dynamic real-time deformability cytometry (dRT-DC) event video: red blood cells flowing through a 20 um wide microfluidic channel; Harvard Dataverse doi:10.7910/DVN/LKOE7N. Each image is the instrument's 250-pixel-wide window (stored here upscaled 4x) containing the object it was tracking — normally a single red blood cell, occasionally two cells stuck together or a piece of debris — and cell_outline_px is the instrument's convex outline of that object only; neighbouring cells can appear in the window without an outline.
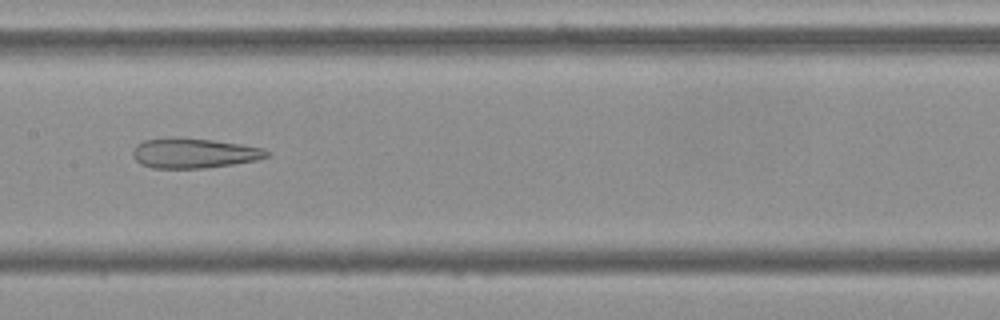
{"species": "Egyptian fruit bat (a non-hibernating species)", "species_latin": "Rousettus aegyptiacus", "temperature_condition": "cold", "stored_images_in_passage": 40, "camera_frame_rate_fps": 3000, "um_per_image_px": 0.085, "frame": {"image": 1, "passage_image": 13, "time_ms": 4.0, "image_size_px": [1000, 320], "cell_outline_px": [[268, 156], [256, 160], [232, 164], [204, 168], [152, 168], [140, 164], [132, 156], [132, 152], [136, 144], [144, 140], [212, 140], [240, 144], [264, 148], [268, 152]], "centroid_in_image_um": [16.49, 13.06], "position_along_channel_um": 190.9, "area_um2": 22.48}}
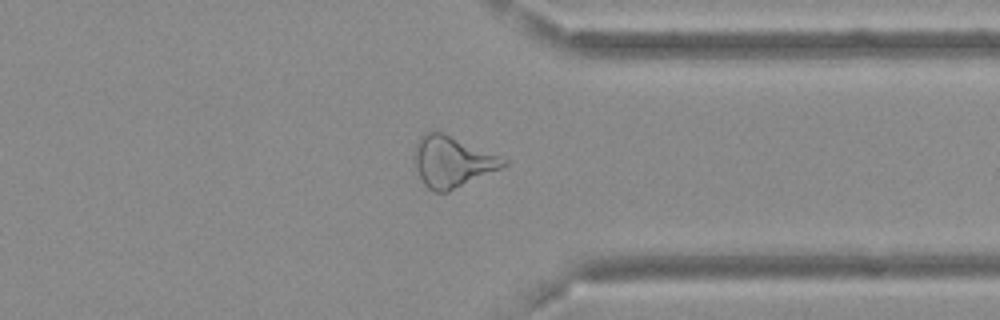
{"frame": {"image": 2, "passage_image": 28, "time_ms": 9.0, "image_size_px": [1000, 320], "cell_outline_px": [[508, 164], [500, 168], [448, 192], [432, 192], [424, 184], [416, 168], [412, 156], [416, 144], [420, 136], [424, 132], [440, 132], [500, 156], [508, 160]], "centroid_in_image_um": [38.39, 13.75], "position_along_channel_um": 373.0, "area_um2": 26.07}}
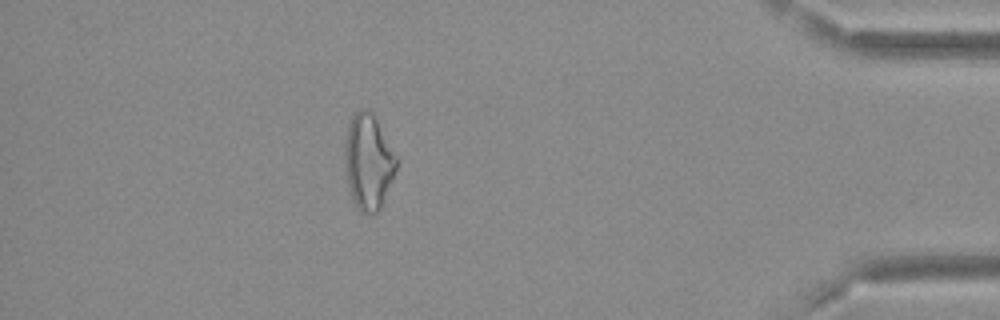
{"frame": {"image": 3, "passage_image": 34, "time_ms": 11.0, "image_size_px": [1000, 320], "cell_outline_px": [[400, 160], [392, 180], [380, 208], [372, 216], [360, 212], [356, 208], [348, 184], [344, 160], [344, 148], [348, 124], [352, 116], [360, 108], [368, 108], [372, 112]], "centroid_in_image_um": [31.32, 13.74], "position_along_channel_um": 403.9, "area_um2": 29.02}, "authors_computed_cell_mechanics": {"area_um2": 26.2123, "velocity_mm_per_s": 3.7011, "shape_relaxation_time_tau1_ms": null, "shape_relaxation_time_tau2_ms": 7.5738, "deformation_change_tau1": null, "deformation_change_tau2": 0.2298}}